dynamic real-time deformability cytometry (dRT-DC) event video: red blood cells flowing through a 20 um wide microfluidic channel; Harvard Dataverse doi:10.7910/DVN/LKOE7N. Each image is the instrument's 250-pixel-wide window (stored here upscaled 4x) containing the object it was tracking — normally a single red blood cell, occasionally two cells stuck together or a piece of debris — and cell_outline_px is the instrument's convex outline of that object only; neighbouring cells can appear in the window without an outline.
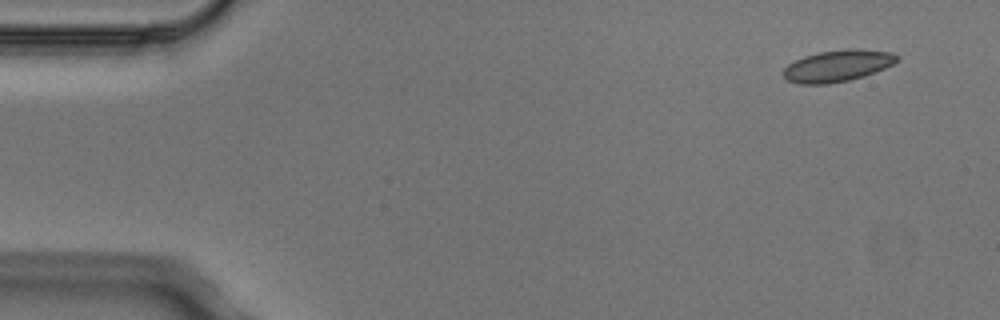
{"species": "Egyptian fruit bat (a non-hibernating species)", "species_latin": "Rousettus aegyptiacus", "temperature_condition": "cold", "stored_images_in_passage": 4, "camera_frame_rate_fps": 3000, "um_per_image_px": 0.085, "animal": {"sex": "male"}, "frame": {"image": 1, "passage_image": 1, "time_ms": 0.0, "image_size_px": [1000, 320], "cell_outline_px": [[900, 56], [892, 64], [884, 68], [864, 76], [848, 80], [828, 84], [800, 84], [788, 80], [784, 76], [784, 68], [788, 64], [804, 56], [820, 52], [848, 48], [860, 48], [892, 52]], "centroid_in_image_um": [71.21, 5.58], "position_along_channel_um": 13.8, "area_um2": 20.87}}
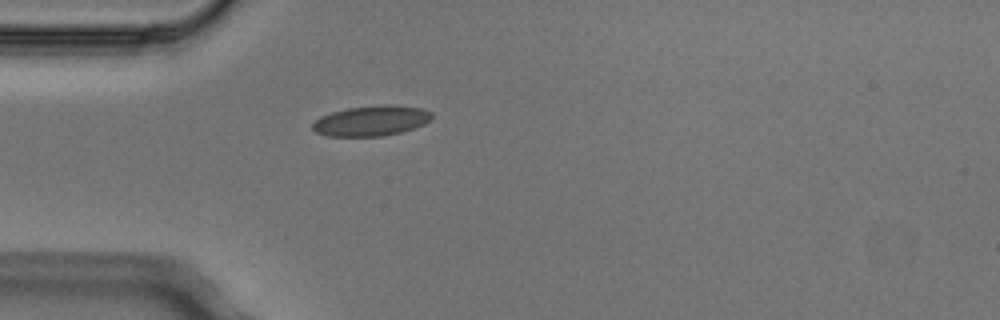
{"frame": {"image": 2, "passage_image": 4, "time_ms": 1.0, "image_size_px": [1000, 320], "cell_outline_px": [[432, 120], [424, 124], [400, 132], [384, 136], [328, 136], [316, 132], [312, 128], [312, 124], [320, 116], [332, 112], [348, 108], [380, 104], [396, 104], [420, 108], [432, 112]], "centroid_in_image_um": [31.58, 10.25], "position_along_channel_um": 53.4, "area_um2": 21.15}}